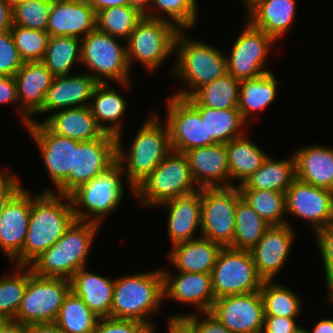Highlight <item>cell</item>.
I'll use <instances>...</instances> for the list:
<instances>
[{
    "label": "cell",
    "mask_w": 333,
    "mask_h": 333,
    "mask_svg": "<svg viewBox=\"0 0 333 333\" xmlns=\"http://www.w3.org/2000/svg\"><path fill=\"white\" fill-rule=\"evenodd\" d=\"M74 220L69 195L45 190L32 195L26 240L23 250L13 260L15 266H29L64 235Z\"/></svg>",
    "instance_id": "1"
},
{
    "label": "cell",
    "mask_w": 333,
    "mask_h": 333,
    "mask_svg": "<svg viewBox=\"0 0 333 333\" xmlns=\"http://www.w3.org/2000/svg\"><path fill=\"white\" fill-rule=\"evenodd\" d=\"M150 113L132 139L129 149L122 147V134L117 139V161L121 164L127 186L133 192L172 150L167 123ZM126 164V165H125Z\"/></svg>",
    "instance_id": "2"
},
{
    "label": "cell",
    "mask_w": 333,
    "mask_h": 333,
    "mask_svg": "<svg viewBox=\"0 0 333 333\" xmlns=\"http://www.w3.org/2000/svg\"><path fill=\"white\" fill-rule=\"evenodd\" d=\"M174 54L176 62L172 64V74L179 81L183 80L182 82L186 83V89L173 94L176 97L188 98L202 85L228 73L226 54L206 42L189 38L185 30L177 33Z\"/></svg>",
    "instance_id": "3"
},
{
    "label": "cell",
    "mask_w": 333,
    "mask_h": 333,
    "mask_svg": "<svg viewBox=\"0 0 333 333\" xmlns=\"http://www.w3.org/2000/svg\"><path fill=\"white\" fill-rule=\"evenodd\" d=\"M155 270L115 278L110 318L146 323L156 332V325L148 318L159 311L164 291L162 270Z\"/></svg>",
    "instance_id": "4"
},
{
    "label": "cell",
    "mask_w": 333,
    "mask_h": 333,
    "mask_svg": "<svg viewBox=\"0 0 333 333\" xmlns=\"http://www.w3.org/2000/svg\"><path fill=\"white\" fill-rule=\"evenodd\" d=\"M100 227L97 223L74 220L64 235L29 265L32 272L70 280L79 269L87 267V257Z\"/></svg>",
    "instance_id": "5"
},
{
    "label": "cell",
    "mask_w": 333,
    "mask_h": 333,
    "mask_svg": "<svg viewBox=\"0 0 333 333\" xmlns=\"http://www.w3.org/2000/svg\"><path fill=\"white\" fill-rule=\"evenodd\" d=\"M124 170L116 161L107 170L79 185L69 194L75 220L101 225L103 218L122 204ZM81 209H80V208ZM84 208V209H83Z\"/></svg>",
    "instance_id": "6"
},
{
    "label": "cell",
    "mask_w": 333,
    "mask_h": 333,
    "mask_svg": "<svg viewBox=\"0 0 333 333\" xmlns=\"http://www.w3.org/2000/svg\"><path fill=\"white\" fill-rule=\"evenodd\" d=\"M198 190L186 155L171 150L152 173L134 189V196L140 205L152 208Z\"/></svg>",
    "instance_id": "7"
},
{
    "label": "cell",
    "mask_w": 333,
    "mask_h": 333,
    "mask_svg": "<svg viewBox=\"0 0 333 333\" xmlns=\"http://www.w3.org/2000/svg\"><path fill=\"white\" fill-rule=\"evenodd\" d=\"M118 39L95 28L81 39V64L99 83L113 81L124 88L129 85L131 69L126 43Z\"/></svg>",
    "instance_id": "8"
},
{
    "label": "cell",
    "mask_w": 333,
    "mask_h": 333,
    "mask_svg": "<svg viewBox=\"0 0 333 333\" xmlns=\"http://www.w3.org/2000/svg\"><path fill=\"white\" fill-rule=\"evenodd\" d=\"M180 30L171 22L144 16L126 40L127 60L139 62L154 72L174 53L177 33Z\"/></svg>",
    "instance_id": "9"
},
{
    "label": "cell",
    "mask_w": 333,
    "mask_h": 333,
    "mask_svg": "<svg viewBox=\"0 0 333 333\" xmlns=\"http://www.w3.org/2000/svg\"><path fill=\"white\" fill-rule=\"evenodd\" d=\"M71 290L69 279L43 277L31 270L21 305L13 320L22 325L55 322L65 296Z\"/></svg>",
    "instance_id": "10"
},
{
    "label": "cell",
    "mask_w": 333,
    "mask_h": 333,
    "mask_svg": "<svg viewBox=\"0 0 333 333\" xmlns=\"http://www.w3.org/2000/svg\"><path fill=\"white\" fill-rule=\"evenodd\" d=\"M201 237L228 247L235 234L236 205L241 197L237 187L200 188Z\"/></svg>",
    "instance_id": "11"
},
{
    "label": "cell",
    "mask_w": 333,
    "mask_h": 333,
    "mask_svg": "<svg viewBox=\"0 0 333 333\" xmlns=\"http://www.w3.org/2000/svg\"><path fill=\"white\" fill-rule=\"evenodd\" d=\"M211 275L215 299L259 291L264 281L250 252L231 247L221 249Z\"/></svg>",
    "instance_id": "12"
},
{
    "label": "cell",
    "mask_w": 333,
    "mask_h": 333,
    "mask_svg": "<svg viewBox=\"0 0 333 333\" xmlns=\"http://www.w3.org/2000/svg\"><path fill=\"white\" fill-rule=\"evenodd\" d=\"M227 58V72L237 80L257 78L271 70L266 69L268 53L275 40L248 21L242 27Z\"/></svg>",
    "instance_id": "13"
},
{
    "label": "cell",
    "mask_w": 333,
    "mask_h": 333,
    "mask_svg": "<svg viewBox=\"0 0 333 333\" xmlns=\"http://www.w3.org/2000/svg\"><path fill=\"white\" fill-rule=\"evenodd\" d=\"M117 161V139L104 133L100 138L81 141L74 149L73 170L67 181L57 190L46 189L57 194L69 195L100 173L107 170Z\"/></svg>",
    "instance_id": "14"
},
{
    "label": "cell",
    "mask_w": 333,
    "mask_h": 333,
    "mask_svg": "<svg viewBox=\"0 0 333 333\" xmlns=\"http://www.w3.org/2000/svg\"><path fill=\"white\" fill-rule=\"evenodd\" d=\"M286 213L306 220L315 234L333 222V191L295 178L285 192Z\"/></svg>",
    "instance_id": "15"
},
{
    "label": "cell",
    "mask_w": 333,
    "mask_h": 333,
    "mask_svg": "<svg viewBox=\"0 0 333 333\" xmlns=\"http://www.w3.org/2000/svg\"><path fill=\"white\" fill-rule=\"evenodd\" d=\"M40 150L47 173L57 191L73 170L74 149L81 142L53 133L42 121L31 119L26 127Z\"/></svg>",
    "instance_id": "16"
},
{
    "label": "cell",
    "mask_w": 333,
    "mask_h": 333,
    "mask_svg": "<svg viewBox=\"0 0 333 333\" xmlns=\"http://www.w3.org/2000/svg\"><path fill=\"white\" fill-rule=\"evenodd\" d=\"M210 312L232 333H262L265 310L260 291L217 298Z\"/></svg>",
    "instance_id": "17"
},
{
    "label": "cell",
    "mask_w": 333,
    "mask_h": 333,
    "mask_svg": "<svg viewBox=\"0 0 333 333\" xmlns=\"http://www.w3.org/2000/svg\"><path fill=\"white\" fill-rule=\"evenodd\" d=\"M166 103V123L172 150L185 153L207 146L205 118H201L200 113L185 98L172 95Z\"/></svg>",
    "instance_id": "18"
},
{
    "label": "cell",
    "mask_w": 333,
    "mask_h": 333,
    "mask_svg": "<svg viewBox=\"0 0 333 333\" xmlns=\"http://www.w3.org/2000/svg\"><path fill=\"white\" fill-rule=\"evenodd\" d=\"M163 274L164 301L166 298L178 303L195 306L196 312L211 311L215 295L212 288V275L209 273H187L161 269Z\"/></svg>",
    "instance_id": "19"
},
{
    "label": "cell",
    "mask_w": 333,
    "mask_h": 333,
    "mask_svg": "<svg viewBox=\"0 0 333 333\" xmlns=\"http://www.w3.org/2000/svg\"><path fill=\"white\" fill-rule=\"evenodd\" d=\"M291 224L270 226L259 242L249 251L258 275L274 280L290 255L295 231Z\"/></svg>",
    "instance_id": "20"
},
{
    "label": "cell",
    "mask_w": 333,
    "mask_h": 333,
    "mask_svg": "<svg viewBox=\"0 0 333 333\" xmlns=\"http://www.w3.org/2000/svg\"><path fill=\"white\" fill-rule=\"evenodd\" d=\"M32 195L22 187L0 216V249L13 261L23 250L29 226Z\"/></svg>",
    "instance_id": "21"
},
{
    "label": "cell",
    "mask_w": 333,
    "mask_h": 333,
    "mask_svg": "<svg viewBox=\"0 0 333 333\" xmlns=\"http://www.w3.org/2000/svg\"><path fill=\"white\" fill-rule=\"evenodd\" d=\"M21 121L27 127L43 106L55 76L41 62L24 63L14 76Z\"/></svg>",
    "instance_id": "22"
},
{
    "label": "cell",
    "mask_w": 333,
    "mask_h": 333,
    "mask_svg": "<svg viewBox=\"0 0 333 333\" xmlns=\"http://www.w3.org/2000/svg\"><path fill=\"white\" fill-rule=\"evenodd\" d=\"M99 82L89 74L55 76L42 108L35 114H52L54 111L89 106Z\"/></svg>",
    "instance_id": "23"
},
{
    "label": "cell",
    "mask_w": 333,
    "mask_h": 333,
    "mask_svg": "<svg viewBox=\"0 0 333 333\" xmlns=\"http://www.w3.org/2000/svg\"><path fill=\"white\" fill-rule=\"evenodd\" d=\"M96 28V13L87 0H52L47 32L50 36L84 38Z\"/></svg>",
    "instance_id": "24"
},
{
    "label": "cell",
    "mask_w": 333,
    "mask_h": 333,
    "mask_svg": "<svg viewBox=\"0 0 333 333\" xmlns=\"http://www.w3.org/2000/svg\"><path fill=\"white\" fill-rule=\"evenodd\" d=\"M192 178L200 188L229 187V168L225 144L188 150Z\"/></svg>",
    "instance_id": "25"
},
{
    "label": "cell",
    "mask_w": 333,
    "mask_h": 333,
    "mask_svg": "<svg viewBox=\"0 0 333 333\" xmlns=\"http://www.w3.org/2000/svg\"><path fill=\"white\" fill-rule=\"evenodd\" d=\"M158 206L168 209L167 231L171 247L175 244L201 237V235L194 236L197 230L201 231L200 190L170 199Z\"/></svg>",
    "instance_id": "26"
},
{
    "label": "cell",
    "mask_w": 333,
    "mask_h": 333,
    "mask_svg": "<svg viewBox=\"0 0 333 333\" xmlns=\"http://www.w3.org/2000/svg\"><path fill=\"white\" fill-rule=\"evenodd\" d=\"M295 177L316 187L333 191V148L304 146L293 153Z\"/></svg>",
    "instance_id": "27"
},
{
    "label": "cell",
    "mask_w": 333,
    "mask_h": 333,
    "mask_svg": "<svg viewBox=\"0 0 333 333\" xmlns=\"http://www.w3.org/2000/svg\"><path fill=\"white\" fill-rule=\"evenodd\" d=\"M222 248L221 244L200 237L173 245L167 257L175 271L211 274Z\"/></svg>",
    "instance_id": "28"
},
{
    "label": "cell",
    "mask_w": 333,
    "mask_h": 333,
    "mask_svg": "<svg viewBox=\"0 0 333 333\" xmlns=\"http://www.w3.org/2000/svg\"><path fill=\"white\" fill-rule=\"evenodd\" d=\"M70 282L71 291L81 297L97 317H110L115 278L98 275L83 267L73 275Z\"/></svg>",
    "instance_id": "29"
},
{
    "label": "cell",
    "mask_w": 333,
    "mask_h": 333,
    "mask_svg": "<svg viewBox=\"0 0 333 333\" xmlns=\"http://www.w3.org/2000/svg\"><path fill=\"white\" fill-rule=\"evenodd\" d=\"M42 122L55 134L78 141L100 138L105 132L98 126L90 106L58 110Z\"/></svg>",
    "instance_id": "30"
},
{
    "label": "cell",
    "mask_w": 333,
    "mask_h": 333,
    "mask_svg": "<svg viewBox=\"0 0 333 333\" xmlns=\"http://www.w3.org/2000/svg\"><path fill=\"white\" fill-rule=\"evenodd\" d=\"M296 7V0H266L246 14L245 20L277 42L293 25Z\"/></svg>",
    "instance_id": "31"
},
{
    "label": "cell",
    "mask_w": 333,
    "mask_h": 333,
    "mask_svg": "<svg viewBox=\"0 0 333 333\" xmlns=\"http://www.w3.org/2000/svg\"><path fill=\"white\" fill-rule=\"evenodd\" d=\"M108 83H99L95 88L90 108L98 126L115 137L122 134V116L127 109L126 99ZM110 122V125L105 123Z\"/></svg>",
    "instance_id": "32"
},
{
    "label": "cell",
    "mask_w": 333,
    "mask_h": 333,
    "mask_svg": "<svg viewBox=\"0 0 333 333\" xmlns=\"http://www.w3.org/2000/svg\"><path fill=\"white\" fill-rule=\"evenodd\" d=\"M225 147L229 168V187L235 186L234 179L239 181L238 185L244 184L268 156V153H265L250 138L248 139L245 134L227 142Z\"/></svg>",
    "instance_id": "33"
},
{
    "label": "cell",
    "mask_w": 333,
    "mask_h": 333,
    "mask_svg": "<svg viewBox=\"0 0 333 333\" xmlns=\"http://www.w3.org/2000/svg\"><path fill=\"white\" fill-rule=\"evenodd\" d=\"M277 84L273 72H267L257 78L241 81L237 109L247 123L249 116L258 114L275 101Z\"/></svg>",
    "instance_id": "34"
},
{
    "label": "cell",
    "mask_w": 333,
    "mask_h": 333,
    "mask_svg": "<svg viewBox=\"0 0 333 333\" xmlns=\"http://www.w3.org/2000/svg\"><path fill=\"white\" fill-rule=\"evenodd\" d=\"M295 161L290 158L275 160L268 155L261 167L238 189L272 190L285 193L295 179Z\"/></svg>",
    "instance_id": "35"
},
{
    "label": "cell",
    "mask_w": 333,
    "mask_h": 333,
    "mask_svg": "<svg viewBox=\"0 0 333 333\" xmlns=\"http://www.w3.org/2000/svg\"><path fill=\"white\" fill-rule=\"evenodd\" d=\"M241 81L226 73L185 98L193 107L237 109Z\"/></svg>",
    "instance_id": "36"
},
{
    "label": "cell",
    "mask_w": 333,
    "mask_h": 333,
    "mask_svg": "<svg viewBox=\"0 0 333 333\" xmlns=\"http://www.w3.org/2000/svg\"><path fill=\"white\" fill-rule=\"evenodd\" d=\"M194 108L200 113L201 118H205L207 146L226 144L246 133L243 127L247 123L243 120L238 109Z\"/></svg>",
    "instance_id": "37"
},
{
    "label": "cell",
    "mask_w": 333,
    "mask_h": 333,
    "mask_svg": "<svg viewBox=\"0 0 333 333\" xmlns=\"http://www.w3.org/2000/svg\"><path fill=\"white\" fill-rule=\"evenodd\" d=\"M42 62L54 76L68 75L75 63L81 64V39L50 36Z\"/></svg>",
    "instance_id": "38"
},
{
    "label": "cell",
    "mask_w": 333,
    "mask_h": 333,
    "mask_svg": "<svg viewBox=\"0 0 333 333\" xmlns=\"http://www.w3.org/2000/svg\"><path fill=\"white\" fill-rule=\"evenodd\" d=\"M269 227L270 225L240 197L236 205L235 234L228 247L250 251Z\"/></svg>",
    "instance_id": "39"
},
{
    "label": "cell",
    "mask_w": 333,
    "mask_h": 333,
    "mask_svg": "<svg viewBox=\"0 0 333 333\" xmlns=\"http://www.w3.org/2000/svg\"><path fill=\"white\" fill-rule=\"evenodd\" d=\"M97 317L73 291L65 296L55 320L64 333H95Z\"/></svg>",
    "instance_id": "40"
},
{
    "label": "cell",
    "mask_w": 333,
    "mask_h": 333,
    "mask_svg": "<svg viewBox=\"0 0 333 333\" xmlns=\"http://www.w3.org/2000/svg\"><path fill=\"white\" fill-rule=\"evenodd\" d=\"M259 291L264 302L265 316L299 317L303 304L300 295L291 288L274 280H264Z\"/></svg>",
    "instance_id": "41"
},
{
    "label": "cell",
    "mask_w": 333,
    "mask_h": 333,
    "mask_svg": "<svg viewBox=\"0 0 333 333\" xmlns=\"http://www.w3.org/2000/svg\"><path fill=\"white\" fill-rule=\"evenodd\" d=\"M241 197L270 226L290 224L286 214L285 193L272 190L239 189ZM285 218V219H284Z\"/></svg>",
    "instance_id": "42"
},
{
    "label": "cell",
    "mask_w": 333,
    "mask_h": 333,
    "mask_svg": "<svg viewBox=\"0 0 333 333\" xmlns=\"http://www.w3.org/2000/svg\"><path fill=\"white\" fill-rule=\"evenodd\" d=\"M143 17V14L129 5L109 7L96 14V28L126 41Z\"/></svg>",
    "instance_id": "43"
},
{
    "label": "cell",
    "mask_w": 333,
    "mask_h": 333,
    "mask_svg": "<svg viewBox=\"0 0 333 333\" xmlns=\"http://www.w3.org/2000/svg\"><path fill=\"white\" fill-rule=\"evenodd\" d=\"M197 11V0H151L150 4V18L169 21L187 32L197 23Z\"/></svg>",
    "instance_id": "44"
},
{
    "label": "cell",
    "mask_w": 333,
    "mask_h": 333,
    "mask_svg": "<svg viewBox=\"0 0 333 333\" xmlns=\"http://www.w3.org/2000/svg\"><path fill=\"white\" fill-rule=\"evenodd\" d=\"M15 267L14 274L0 276V314L10 319L15 318L31 277L29 266Z\"/></svg>",
    "instance_id": "45"
},
{
    "label": "cell",
    "mask_w": 333,
    "mask_h": 333,
    "mask_svg": "<svg viewBox=\"0 0 333 333\" xmlns=\"http://www.w3.org/2000/svg\"><path fill=\"white\" fill-rule=\"evenodd\" d=\"M52 0L12 1V22L33 30L47 31Z\"/></svg>",
    "instance_id": "46"
},
{
    "label": "cell",
    "mask_w": 333,
    "mask_h": 333,
    "mask_svg": "<svg viewBox=\"0 0 333 333\" xmlns=\"http://www.w3.org/2000/svg\"><path fill=\"white\" fill-rule=\"evenodd\" d=\"M10 31L24 63L42 61L50 38L47 31L33 30L14 24Z\"/></svg>",
    "instance_id": "47"
},
{
    "label": "cell",
    "mask_w": 333,
    "mask_h": 333,
    "mask_svg": "<svg viewBox=\"0 0 333 333\" xmlns=\"http://www.w3.org/2000/svg\"><path fill=\"white\" fill-rule=\"evenodd\" d=\"M316 242L324 266L325 280L327 286V298L333 299V222L326 228L320 229L315 234Z\"/></svg>",
    "instance_id": "48"
},
{
    "label": "cell",
    "mask_w": 333,
    "mask_h": 333,
    "mask_svg": "<svg viewBox=\"0 0 333 333\" xmlns=\"http://www.w3.org/2000/svg\"><path fill=\"white\" fill-rule=\"evenodd\" d=\"M23 64L11 31L0 33V75L15 76Z\"/></svg>",
    "instance_id": "49"
},
{
    "label": "cell",
    "mask_w": 333,
    "mask_h": 333,
    "mask_svg": "<svg viewBox=\"0 0 333 333\" xmlns=\"http://www.w3.org/2000/svg\"><path fill=\"white\" fill-rule=\"evenodd\" d=\"M95 333H153V328L135 320L99 318Z\"/></svg>",
    "instance_id": "50"
},
{
    "label": "cell",
    "mask_w": 333,
    "mask_h": 333,
    "mask_svg": "<svg viewBox=\"0 0 333 333\" xmlns=\"http://www.w3.org/2000/svg\"><path fill=\"white\" fill-rule=\"evenodd\" d=\"M174 316H186L193 323L197 333H232L210 311L189 314L177 313Z\"/></svg>",
    "instance_id": "51"
},
{
    "label": "cell",
    "mask_w": 333,
    "mask_h": 333,
    "mask_svg": "<svg viewBox=\"0 0 333 333\" xmlns=\"http://www.w3.org/2000/svg\"><path fill=\"white\" fill-rule=\"evenodd\" d=\"M297 318L265 316L262 333H297L302 325L296 323Z\"/></svg>",
    "instance_id": "52"
},
{
    "label": "cell",
    "mask_w": 333,
    "mask_h": 333,
    "mask_svg": "<svg viewBox=\"0 0 333 333\" xmlns=\"http://www.w3.org/2000/svg\"><path fill=\"white\" fill-rule=\"evenodd\" d=\"M8 171L6 169L0 172V216L5 205L23 187L17 175Z\"/></svg>",
    "instance_id": "53"
},
{
    "label": "cell",
    "mask_w": 333,
    "mask_h": 333,
    "mask_svg": "<svg viewBox=\"0 0 333 333\" xmlns=\"http://www.w3.org/2000/svg\"><path fill=\"white\" fill-rule=\"evenodd\" d=\"M19 102L17 96V85L14 76L0 75V104H18L17 111L19 113Z\"/></svg>",
    "instance_id": "54"
},
{
    "label": "cell",
    "mask_w": 333,
    "mask_h": 333,
    "mask_svg": "<svg viewBox=\"0 0 333 333\" xmlns=\"http://www.w3.org/2000/svg\"><path fill=\"white\" fill-rule=\"evenodd\" d=\"M168 333H197L193 323L186 316L167 317Z\"/></svg>",
    "instance_id": "55"
},
{
    "label": "cell",
    "mask_w": 333,
    "mask_h": 333,
    "mask_svg": "<svg viewBox=\"0 0 333 333\" xmlns=\"http://www.w3.org/2000/svg\"><path fill=\"white\" fill-rule=\"evenodd\" d=\"M12 25V1L0 0V33L10 30Z\"/></svg>",
    "instance_id": "56"
},
{
    "label": "cell",
    "mask_w": 333,
    "mask_h": 333,
    "mask_svg": "<svg viewBox=\"0 0 333 333\" xmlns=\"http://www.w3.org/2000/svg\"><path fill=\"white\" fill-rule=\"evenodd\" d=\"M25 333H64L55 322L25 325Z\"/></svg>",
    "instance_id": "57"
},
{
    "label": "cell",
    "mask_w": 333,
    "mask_h": 333,
    "mask_svg": "<svg viewBox=\"0 0 333 333\" xmlns=\"http://www.w3.org/2000/svg\"><path fill=\"white\" fill-rule=\"evenodd\" d=\"M90 6L94 9L97 14L100 10L128 5V0H87Z\"/></svg>",
    "instance_id": "58"
},
{
    "label": "cell",
    "mask_w": 333,
    "mask_h": 333,
    "mask_svg": "<svg viewBox=\"0 0 333 333\" xmlns=\"http://www.w3.org/2000/svg\"><path fill=\"white\" fill-rule=\"evenodd\" d=\"M308 333H333V319L325 318L319 320L314 326L312 331L307 330Z\"/></svg>",
    "instance_id": "59"
},
{
    "label": "cell",
    "mask_w": 333,
    "mask_h": 333,
    "mask_svg": "<svg viewBox=\"0 0 333 333\" xmlns=\"http://www.w3.org/2000/svg\"><path fill=\"white\" fill-rule=\"evenodd\" d=\"M151 0H128V5L137 9L144 16L150 17Z\"/></svg>",
    "instance_id": "60"
},
{
    "label": "cell",
    "mask_w": 333,
    "mask_h": 333,
    "mask_svg": "<svg viewBox=\"0 0 333 333\" xmlns=\"http://www.w3.org/2000/svg\"><path fill=\"white\" fill-rule=\"evenodd\" d=\"M1 333H25V325L19 321L11 319Z\"/></svg>",
    "instance_id": "61"
},
{
    "label": "cell",
    "mask_w": 333,
    "mask_h": 333,
    "mask_svg": "<svg viewBox=\"0 0 333 333\" xmlns=\"http://www.w3.org/2000/svg\"><path fill=\"white\" fill-rule=\"evenodd\" d=\"M266 1V0H243V4H244V8H246V12L247 14L254 8L256 7L258 4H260L261 2Z\"/></svg>",
    "instance_id": "62"
},
{
    "label": "cell",
    "mask_w": 333,
    "mask_h": 333,
    "mask_svg": "<svg viewBox=\"0 0 333 333\" xmlns=\"http://www.w3.org/2000/svg\"><path fill=\"white\" fill-rule=\"evenodd\" d=\"M11 319L5 315H1L0 314V333L2 332V330L4 329V327L6 326V324L10 321Z\"/></svg>",
    "instance_id": "63"
},
{
    "label": "cell",
    "mask_w": 333,
    "mask_h": 333,
    "mask_svg": "<svg viewBox=\"0 0 333 333\" xmlns=\"http://www.w3.org/2000/svg\"><path fill=\"white\" fill-rule=\"evenodd\" d=\"M297 333H308L305 327H301Z\"/></svg>",
    "instance_id": "64"
},
{
    "label": "cell",
    "mask_w": 333,
    "mask_h": 333,
    "mask_svg": "<svg viewBox=\"0 0 333 333\" xmlns=\"http://www.w3.org/2000/svg\"><path fill=\"white\" fill-rule=\"evenodd\" d=\"M326 301L329 305L331 304L333 306V299H326Z\"/></svg>",
    "instance_id": "65"
}]
</instances>
